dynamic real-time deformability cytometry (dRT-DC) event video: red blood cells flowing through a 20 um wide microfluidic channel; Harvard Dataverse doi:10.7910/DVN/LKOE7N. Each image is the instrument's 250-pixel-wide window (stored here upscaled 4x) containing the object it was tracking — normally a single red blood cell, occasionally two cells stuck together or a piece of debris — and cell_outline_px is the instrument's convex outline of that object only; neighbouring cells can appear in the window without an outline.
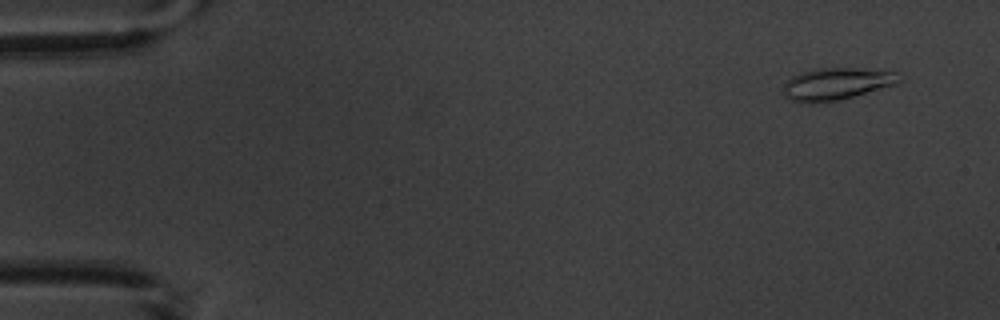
{"species": "common noctule bat (a hibernating species)", "species_latin": "Nyctalus noctula", "temperature_condition": "warm", "stored_images_in_passage": 5, "camera_frame_rate_fps": 3000, "um_per_image_px": 0.085, "animal": {"sex": "male", "body_mass_g": 20.1, "forearm_length_mm": 53.5}, "frame": {"image": 1, "passage_image": 1, "time_ms": 0.0, "image_size_px": [1000, 320], "cell_outline_px": [[900, 84], [836, 100], [812, 104], [808, 104], [792, 100], [784, 96], [784, 84], [792, 76], [800, 72], [816, 68], [848, 68], [896, 72], [900, 80]], "centroid_in_image_um": [71.07, 7.13], "position_along_channel_um": 13.9, "area_um2": 21.5}}